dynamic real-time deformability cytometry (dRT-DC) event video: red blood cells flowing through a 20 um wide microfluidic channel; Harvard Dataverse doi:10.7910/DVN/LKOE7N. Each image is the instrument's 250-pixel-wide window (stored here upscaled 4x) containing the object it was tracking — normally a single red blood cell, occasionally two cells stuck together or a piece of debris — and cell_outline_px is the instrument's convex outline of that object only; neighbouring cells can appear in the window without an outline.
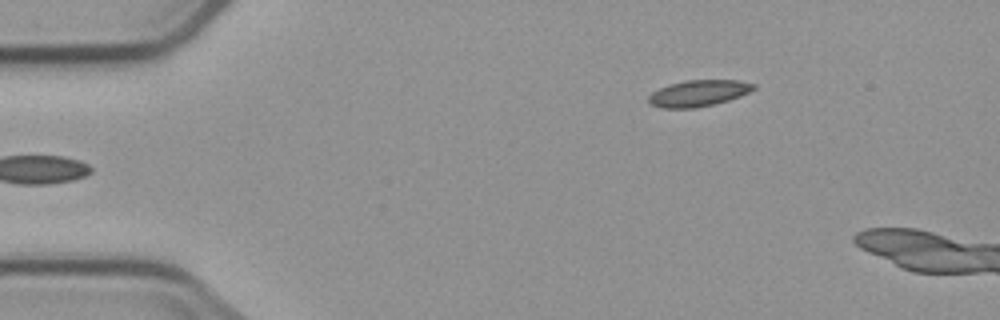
{"species": "common noctule bat (a hibernating species)", "species_latin": "Nyctalus noctula", "temperature_condition": "cold", "stored_images_in_passage": 5, "camera_frame_rate_fps": 3000, "um_per_image_px": 0.085, "animal": {"sex": "male", "body_mass_g": 23.1, "forearm_length_mm": 52.7}, "frame": {"image": 1, "passage_image": 5, "time_ms": 4.667, "image_size_px": [1000, 320], "cell_outline_px": [[756, 88], [740, 96], [728, 100], [696, 108], [660, 108], [648, 104], [648, 96], [652, 92], [668, 84], [684, 80], [740, 80], [756, 84]], "centroid_in_image_um": [59.34, 7.92], "position_along_channel_um": 25.7, "area_um2": 16.24}}